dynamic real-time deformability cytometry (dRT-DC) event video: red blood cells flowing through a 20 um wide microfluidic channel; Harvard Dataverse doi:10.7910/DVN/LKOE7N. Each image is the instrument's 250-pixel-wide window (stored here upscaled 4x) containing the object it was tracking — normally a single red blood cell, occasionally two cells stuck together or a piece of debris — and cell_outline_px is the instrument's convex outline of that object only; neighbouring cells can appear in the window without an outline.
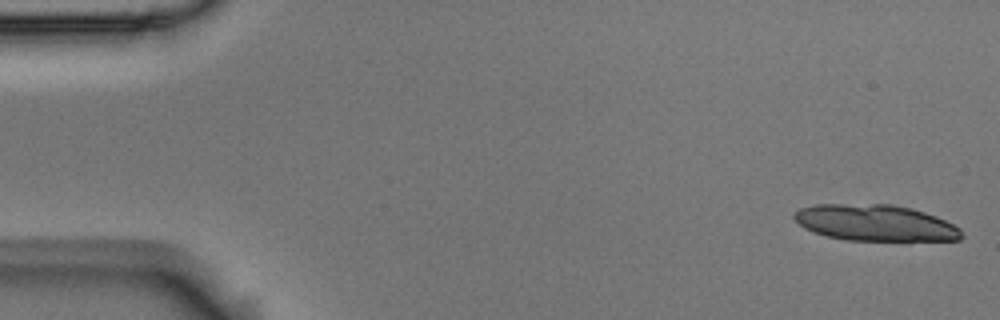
{"species": "Egyptian fruit bat (a non-hibernating species)", "species_latin": "Rousettus aegyptiacus", "temperature_condition": "room temperature", "stored_images_in_passage": 5, "segment_of_instrument_passage": [1, 2], "camera_frame_rate_fps": 3000, "um_per_image_px": 0.085, "animal": {"sex": "male"}, "frame": {"image": 1, "passage_image": 1, "time_ms": 0.0, "image_size_px": [1000, 320], "cell_outline_px": [[964, 236], [960, 240], [844, 240], [824, 236], [812, 232], [804, 228], [792, 216], [800, 208], [816, 204], [892, 204], [924, 212], [936, 216], [960, 228]], "centroid_in_image_um": [74.37, 18.95], "position_along_channel_um": 10.6, "area_um2": 35.32}}